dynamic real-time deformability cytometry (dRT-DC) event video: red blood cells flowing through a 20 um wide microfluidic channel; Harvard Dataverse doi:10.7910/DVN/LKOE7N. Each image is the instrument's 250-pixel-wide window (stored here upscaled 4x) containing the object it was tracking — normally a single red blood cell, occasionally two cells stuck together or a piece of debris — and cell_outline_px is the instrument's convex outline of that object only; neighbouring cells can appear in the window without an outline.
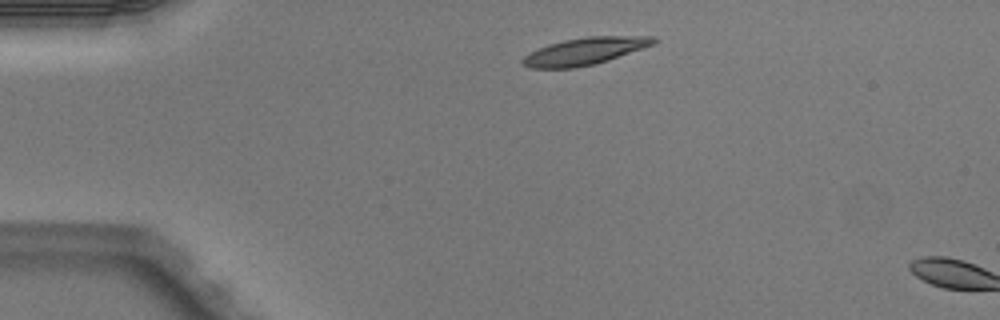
{"species": "Egyptian fruit bat (a non-hibernating species)", "species_latin": "Rousettus aegyptiacus", "temperature_condition": "warm", "stored_images_in_passage": 2, "camera_frame_rate_fps": 3000, "um_per_image_px": 0.085, "animal": {"sex": "male"}, "frame": {"image": 1, "passage_image": 1, "time_ms": 0.0, "image_size_px": [1000, 320], "cell_outline_px": [[656, 40], [652, 44], [644, 48], [596, 64], [576, 68], [528, 68], [520, 60], [524, 56], [548, 44], [564, 40], [588, 36], [656, 36]], "centroid_in_image_um": [49.71, 4.35], "position_along_channel_um": 35.3, "area_um2": 20.63}}